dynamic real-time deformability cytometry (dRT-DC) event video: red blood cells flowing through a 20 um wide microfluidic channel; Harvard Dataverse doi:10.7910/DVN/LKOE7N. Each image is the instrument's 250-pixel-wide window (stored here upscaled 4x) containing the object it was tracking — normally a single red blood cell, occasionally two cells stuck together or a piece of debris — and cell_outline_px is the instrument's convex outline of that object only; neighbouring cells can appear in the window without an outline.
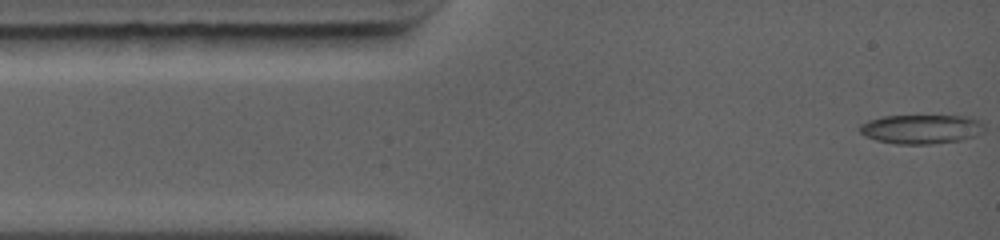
{"species": "common noctule bat (a hibernating species)", "species_latin": "Nyctalus noctula", "temperature_condition": "warm", "stored_images_in_passage": 35, "camera_frame_rate_fps": 5000, "um_per_image_px": 0.085, "animal": {"sex": "female", "body_mass_g": 19.0, "forearm_length_mm": 56.7}, "frame": {"image": 1, "passage_image": 1, "time_ms": 0.0, "image_size_px": [1000, 240], "cell_outline_px": [[984, 132], [976, 136], [960, 140], [932, 144], [896, 144], [876, 140], [864, 136], [860, 132], [860, 124], [868, 120], [884, 116], [964, 116], [976, 120], [984, 124]], "centroid_in_image_um": [78.29, 10.98], "position_along_channel_um": 6.7, "area_um2": 21.21}}
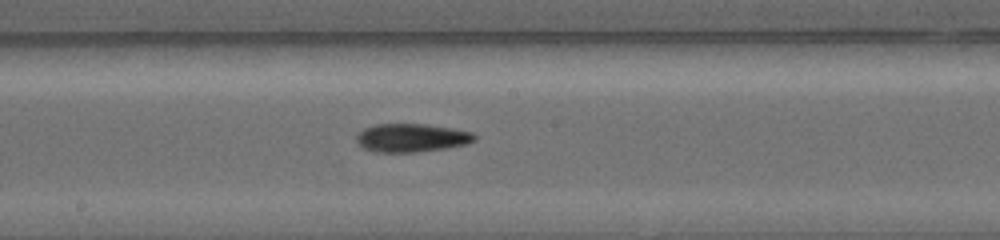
{"frame": {"image": 2, "passage_image": 16, "time_ms": 6.2, "image_size_px": [1000, 240], "cell_outline_px": [[476, 140], [464, 144], [448, 148], [416, 152], [376, 152], [364, 148], [356, 140], [356, 136], [364, 128], [376, 124], [428, 124], [452, 128], [472, 132], [476, 136]], "centroid_in_image_um": [34.99, 11.71], "position_along_channel_um": 213.2, "area_um2": 19.48}}
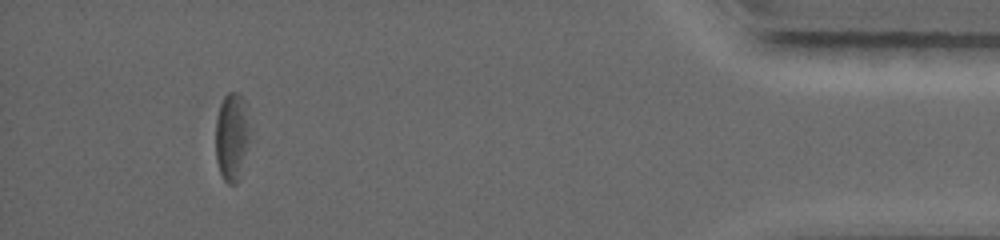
{"frame": {"image": 3, "passage_image": 30, "time_ms": 12.4, "image_size_px": [1000, 240], "cell_outline_px": [[248, 140], [240, 180], [236, 184], [228, 184], [224, 180], [220, 172], [216, 160], [216, 120], [220, 104], [224, 96], [228, 92], [236, 92], [240, 96]], "centroid_in_image_um": [19.63, 11.75], "position_along_channel_um": 415.6, "area_um2": 16.59}, "authors_computed_cell_mechanics": {"area_um2": 19.363, "velocity_mm_per_s": 4.4486, "shape_relaxation_time_tau1_ms": 3.433, "shape_relaxation_time_tau2_ms": null, "deformation_change_tau1": 0.1161, "deformation_change_tau2": null}}